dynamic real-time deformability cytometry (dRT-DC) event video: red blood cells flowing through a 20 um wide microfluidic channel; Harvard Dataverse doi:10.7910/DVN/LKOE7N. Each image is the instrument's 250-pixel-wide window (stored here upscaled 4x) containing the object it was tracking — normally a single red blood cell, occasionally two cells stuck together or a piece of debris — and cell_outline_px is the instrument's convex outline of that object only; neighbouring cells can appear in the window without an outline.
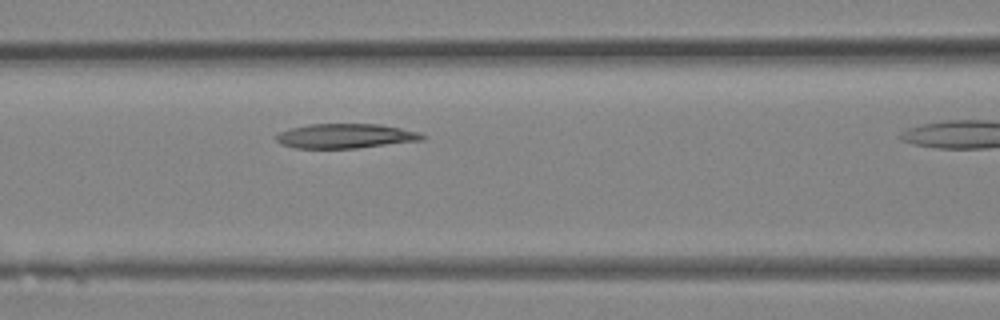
{"species": "Egyptian fruit bat (a non-hibernating species)", "species_latin": "Rousettus aegyptiacus", "temperature_condition": "room temperature", "stored_images_in_passage": 12, "camera_frame_rate_fps": 3000, "um_per_image_px": 0.085, "animal": {"sex": "female"}, "frame": {"image": 1, "passage_image": 9, "time_ms": 2.667, "image_size_px": [1000, 320], "cell_outline_px": [[428, 136], [424, 140], [356, 148], [296, 148], [280, 144], [276, 140], [276, 136], [280, 132], [292, 128], [308, 124], [380, 124], [420, 132]], "centroid_in_image_um": [29.41, 11.56], "position_along_channel_um": 137.2, "area_um2": 20.92}}